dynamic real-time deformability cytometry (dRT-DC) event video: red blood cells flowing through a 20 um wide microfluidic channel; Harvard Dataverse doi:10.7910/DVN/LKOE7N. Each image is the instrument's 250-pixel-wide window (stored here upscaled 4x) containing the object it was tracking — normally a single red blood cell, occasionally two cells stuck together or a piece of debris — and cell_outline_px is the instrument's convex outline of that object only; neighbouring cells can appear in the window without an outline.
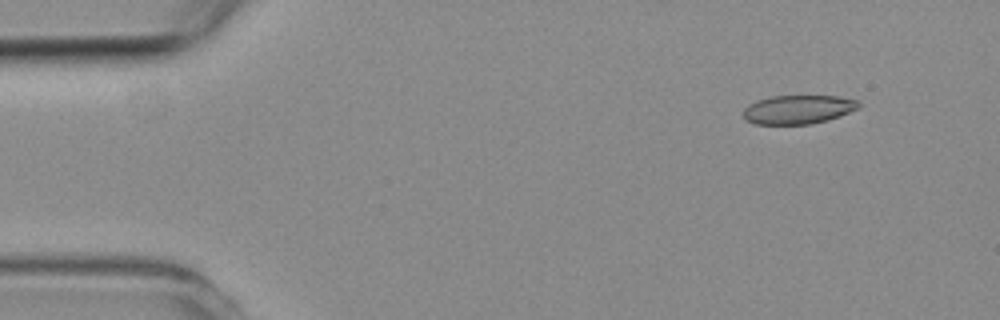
{"species": "common noctule bat (a hibernating species)", "species_latin": "Nyctalus noctula", "temperature_condition": "room temperature", "stored_images_in_passage": 4, "camera_frame_rate_fps": 3000, "um_per_image_px": 0.085, "animal": {"sex": "female", "body_mass_g": 19.3, "forearm_length_mm": 54.1}, "frame": {"image": 1, "passage_image": 1, "time_ms": 0.0, "image_size_px": [1000, 320], "cell_outline_px": [[860, 108], [840, 116], [828, 120], [812, 124], [756, 124], [744, 120], [744, 108], [748, 104], [756, 100], [772, 96], [840, 96], [860, 100]], "centroid_in_image_um": [67.87, 9.3], "position_along_channel_um": 17.1, "area_um2": 19.65}}
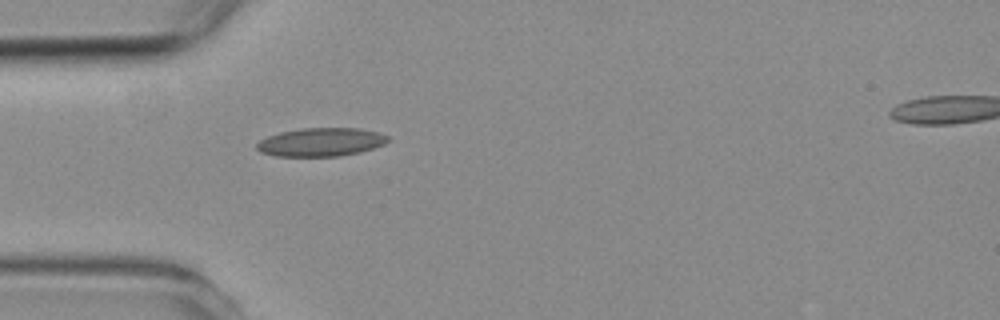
{"frame": {"image": 2, "passage_image": 4, "time_ms": 3.333, "image_size_px": [1000, 320], "cell_outline_px": [[388, 140], [384, 144], [360, 152], [340, 156], [276, 156], [260, 152], [256, 148], [256, 144], [260, 140], [268, 136], [280, 132], [304, 128], [360, 128], [380, 132], [388, 136]], "centroid_in_image_um": [27.28, 12.07], "position_along_channel_um": 57.7, "area_um2": 21.73}}